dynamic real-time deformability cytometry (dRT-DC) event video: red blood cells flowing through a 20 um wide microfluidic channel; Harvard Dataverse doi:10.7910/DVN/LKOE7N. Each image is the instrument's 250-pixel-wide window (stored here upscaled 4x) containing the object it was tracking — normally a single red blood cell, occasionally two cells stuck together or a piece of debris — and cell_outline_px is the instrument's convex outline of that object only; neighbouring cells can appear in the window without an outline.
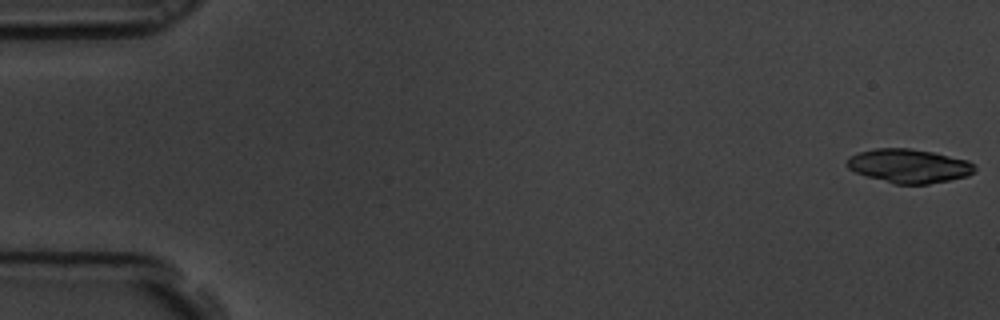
{"species": "common noctule bat (a hibernating species)", "species_latin": "Nyctalus noctula", "temperature_condition": "room temperature", "stored_images_in_passage": 13, "camera_frame_rate_fps": 3000, "um_per_image_px": 0.085, "animal": {"sex": "male", "body_mass_g": 19.5, "forearm_length_mm": 54.6}, "frame": {"image": 1, "passage_image": 1, "time_ms": 0.0, "image_size_px": [1000, 320], "cell_outline_px": [[976, 168], [968, 176], [928, 184], [896, 184], [868, 176], [856, 172], [848, 168], [848, 156], [860, 152], [876, 148], [908, 148], [932, 152], [968, 160]], "centroid_in_image_um": [77.26, 14.1], "position_along_channel_um": 7.7, "area_um2": 24.85}}